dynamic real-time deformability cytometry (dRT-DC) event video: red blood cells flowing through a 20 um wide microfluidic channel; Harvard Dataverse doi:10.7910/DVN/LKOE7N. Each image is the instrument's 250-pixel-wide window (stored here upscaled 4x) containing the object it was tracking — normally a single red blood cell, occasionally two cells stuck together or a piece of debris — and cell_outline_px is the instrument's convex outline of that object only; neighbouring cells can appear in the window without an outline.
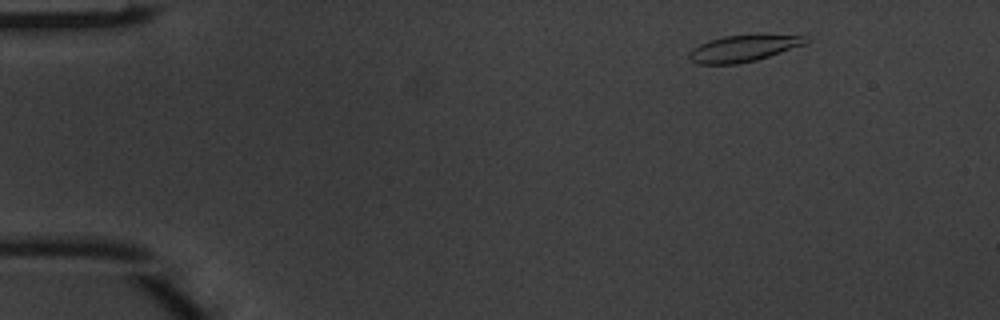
{"species": "common noctule bat (a hibernating species)", "species_latin": "Nyctalus noctula", "temperature_condition": "warm", "stored_images_in_passage": 4, "camera_frame_rate_fps": 3000, "um_per_image_px": 0.085, "animal": {"sex": "male", "body_mass_g": 20.1, "forearm_length_mm": 53.5}, "frame": {"image": 1, "passage_image": 1, "time_ms": 0.0, "image_size_px": [1000, 320], "cell_outline_px": [[808, 40], [804, 44], [756, 60], [736, 64], [700, 64], [688, 60], [688, 52], [692, 48], [708, 40], [724, 36], [756, 32], [808, 36]], "centroid_in_image_um": [63.18, 4.06], "position_along_channel_um": 21.8, "area_um2": 18.67}}
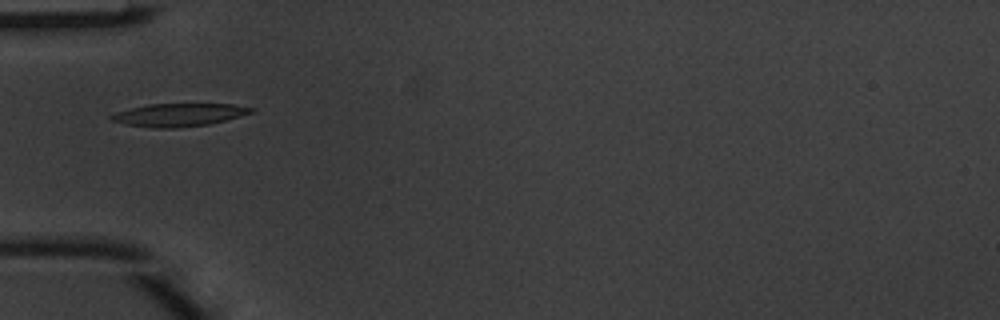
{"frame": {"image": 2, "passage_image": 4, "time_ms": 1.0, "image_size_px": [1000, 320], "cell_outline_px": [[256, 112], [208, 124], [176, 128], [152, 128], [124, 124], [112, 120], [108, 116], [116, 112], [148, 104], [232, 104], [256, 108]], "centroid_in_image_um": [15.22, 9.76], "position_along_channel_um": 69.8, "area_um2": 18.67}}